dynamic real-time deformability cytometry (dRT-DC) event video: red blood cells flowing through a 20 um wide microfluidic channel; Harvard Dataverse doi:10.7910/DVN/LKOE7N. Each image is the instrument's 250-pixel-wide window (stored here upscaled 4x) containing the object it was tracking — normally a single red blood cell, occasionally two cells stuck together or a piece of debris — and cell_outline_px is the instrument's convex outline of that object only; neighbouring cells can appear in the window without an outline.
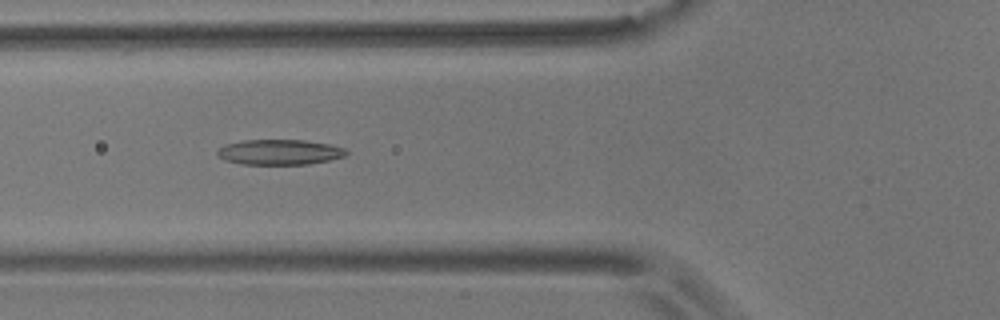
{"species": "common noctule bat (a hibernating species)", "species_latin": "Nyctalus noctula", "temperature_condition": "room temperature", "stored_images_in_passage": 26, "camera_frame_rate_fps": 3000, "um_per_image_px": 0.085, "animal": {"sex": "male", "body_mass_g": 17.9}, "frame": {"image": 1, "passage_image": 14, "time_ms": 4.333, "image_size_px": [1000, 320], "cell_outline_px": [[348, 156], [308, 164], [240, 164], [224, 160], [216, 152], [224, 144], [244, 140], [304, 140], [328, 144], [344, 148], [348, 152]], "centroid_in_image_um": [23.77, 12.93], "position_along_channel_um": 102.0, "area_um2": 18.96}}
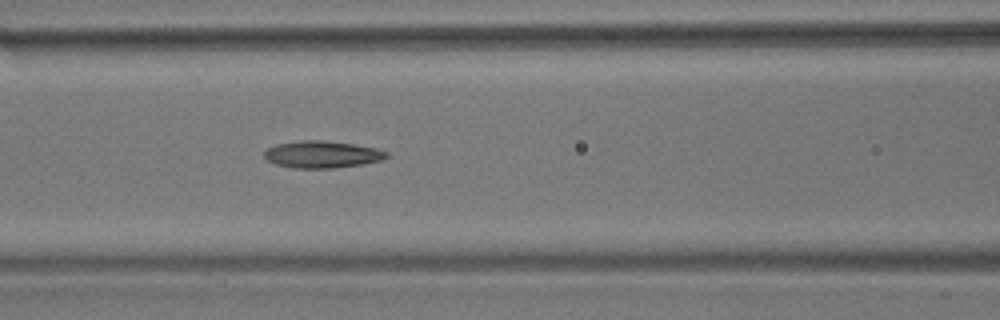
{"frame": {"image": 2, "passage_image": 17, "time_ms": 5.333, "image_size_px": [1000, 320], "cell_outline_px": [[388, 156], [380, 160], [364, 164], [332, 168], [292, 168], [276, 164], [268, 160], [264, 156], [264, 152], [268, 148], [276, 144], [300, 140], [324, 140], [352, 144], [376, 148], [388, 152]], "centroid_in_image_um": [27.36, 13.12], "position_along_channel_um": 139.2, "area_um2": 19.19}}
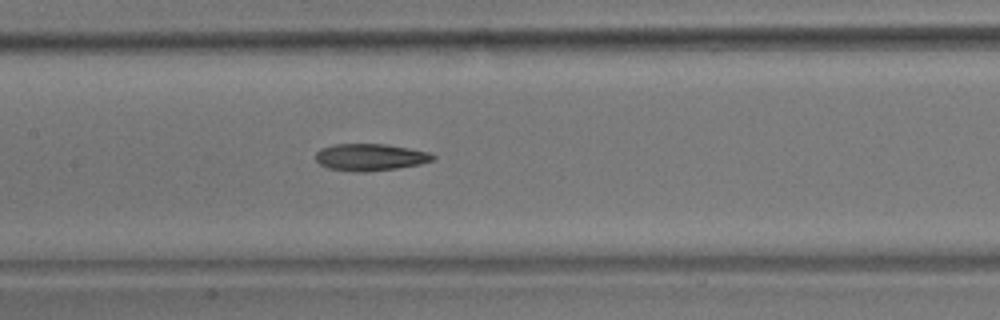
{"frame": {"image": 3, "passage_image": 20, "time_ms": 6.333, "image_size_px": [1000, 320], "cell_outline_px": [[436, 156], [432, 160], [420, 164], [396, 168], [364, 172], [360, 172], [328, 168], [320, 164], [316, 160], [316, 152], [320, 148], [332, 144], [388, 144], [428, 152]], "centroid_in_image_um": [31.44, 13.35], "position_along_channel_um": 176.0, "area_um2": 18.32}}